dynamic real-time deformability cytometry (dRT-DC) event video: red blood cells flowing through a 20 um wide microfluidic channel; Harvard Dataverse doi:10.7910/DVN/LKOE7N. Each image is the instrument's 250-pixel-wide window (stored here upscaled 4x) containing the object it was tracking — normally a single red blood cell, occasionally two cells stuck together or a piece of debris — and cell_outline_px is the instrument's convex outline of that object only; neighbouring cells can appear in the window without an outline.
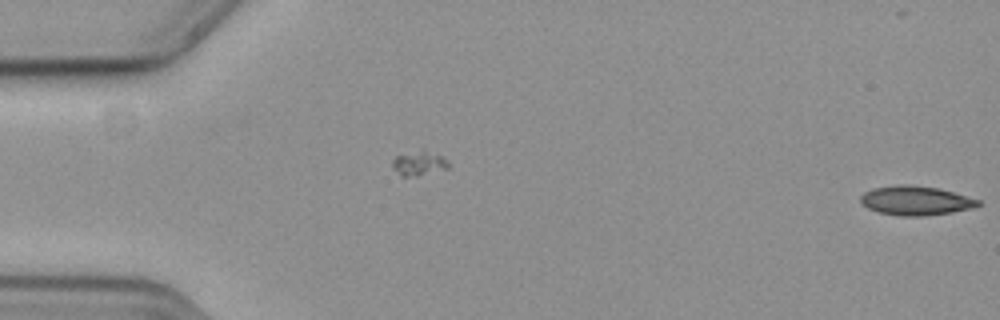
{"species": "common noctule bat (a hibernating species)", "species_latin": "Nyctalus noctula", "temperature_condition": "cold", "stored_images_in_passage": 18, "camera_frame_rate_fps": 3000, "um_per_image_px": 0.085, "animal": {"sex": "female", "body_mass_g": 19.3, "forearm_length_mm": 54.1}, "frame": {"image": 1, "passage_image": 18, "time_ms": 5.667, "image_size_px": [1000, 320], "cell_outline_px": [[980, 204], [972, 208], [952, 212], [920, 216], [900, 216], [880, 212], [868, 208], [860, 200], [860, 196], [864, 192], [872, 188], [904, 184], [936, 188], [952, 192], [980, 200]], "centroid_in_image_um": [77.81, 17.05], "position_along_channel_um": 7.2, "area_um2": 19.65}}